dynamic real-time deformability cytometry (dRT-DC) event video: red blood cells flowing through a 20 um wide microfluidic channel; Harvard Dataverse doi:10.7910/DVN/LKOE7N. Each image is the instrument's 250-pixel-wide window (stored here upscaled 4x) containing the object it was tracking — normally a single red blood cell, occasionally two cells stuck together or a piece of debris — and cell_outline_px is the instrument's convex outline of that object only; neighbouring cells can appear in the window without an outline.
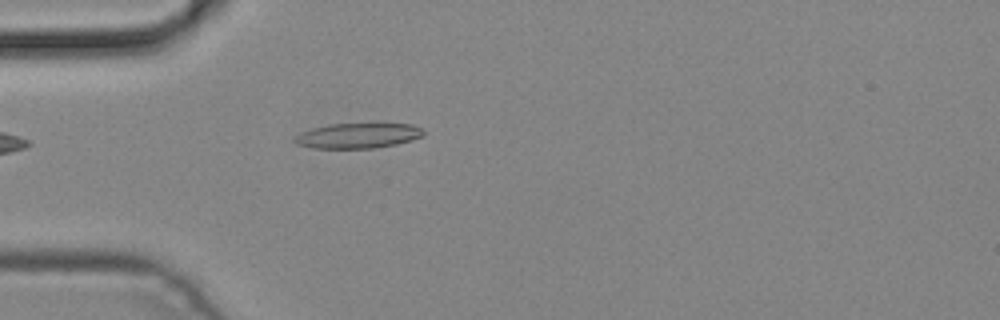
{"species": "common noctule bat (a hibernating species)", "species_latin": "Nyctalus noctula", "temperature_condition": "cold", "stored_images_in_passage": 1, "camera_frame_rate_fps": 3000, "um_per_image_px": 0.085, "animal": {"sex": "male", "body_mass_g": 19.2, "forearm_length_mm": 51.8}, "frame": {"image": 1, "passage_image": 1, "time_ms": 0.0, "image_size_px": [1000, 320], "cell_outline_px": [[424, 132], [420, 136], [412, 140], [396, 144], [372, 148], [316, 148], [296, 144], [292, 140], [292, 136], [300, 132], [312, 128], [328, 124], [412, 124], [424, 128]], "centroid_in_image_um": [30.37, 11.53], "position_along_channel_um": 54.6, "area_um2": 18.9}}